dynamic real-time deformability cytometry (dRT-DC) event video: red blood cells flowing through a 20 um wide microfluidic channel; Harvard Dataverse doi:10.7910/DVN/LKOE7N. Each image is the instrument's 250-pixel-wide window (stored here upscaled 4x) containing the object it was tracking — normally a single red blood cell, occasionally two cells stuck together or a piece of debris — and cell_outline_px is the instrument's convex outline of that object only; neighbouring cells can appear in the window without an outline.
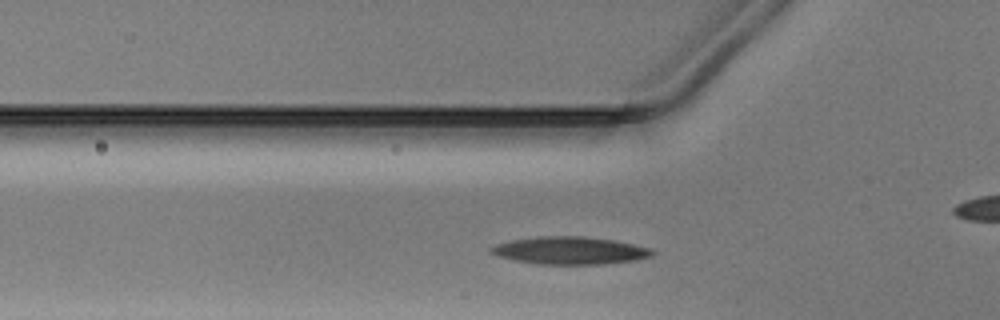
{"species": "Egyptian fruit bat (a non-hibernating species)", "species_latin": "Rousettus aegyptiacus", "temperature_condition": "warm", "stored_images_in_passage": 28, "camera_frame_rate_fps": 3000, "um_per_image_px": 0.085, "animal": {"sex": "male"}, "frame": {"image": 1, "passage_image": 5, "time_ms": 1.333, "image_size_px": [1000, 320], "cell_outline_px": [[656, 252], [652, 256], [636, 260], [604, 264], [536, 264], [516, 260], [500, 256], [488, 252], [488, 248], [496, 244], [512, 240], [536, 236], [584, 236], [616, 240], [652, 248]], "centroid_in_image_um": [48.48, 21.29], "position_along_channel_um": 77.3, "area_um2": 26.13}}
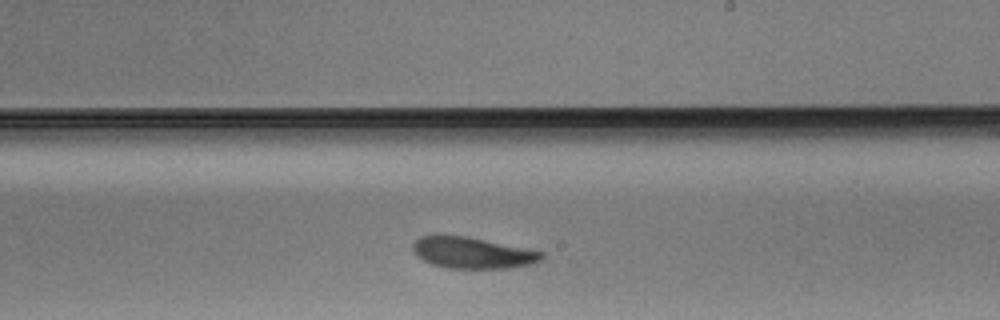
{"frame": {"image": 2, "passage_image": 18, "time_ms": 5.667, "image_size_px": [1000, 320], "cell_outline_px": [[544, 256], [540, 260], [532, 264], [512, 268], [448, 268], [432, 264], [416, 256], [412, 248], [412, 244], [420, 236], [468, 236], [544, 252]], "centroid_in_image_um": [40.17, 21.49], "position_along_channel_um": 248.8, "area_um2": 23.35}}
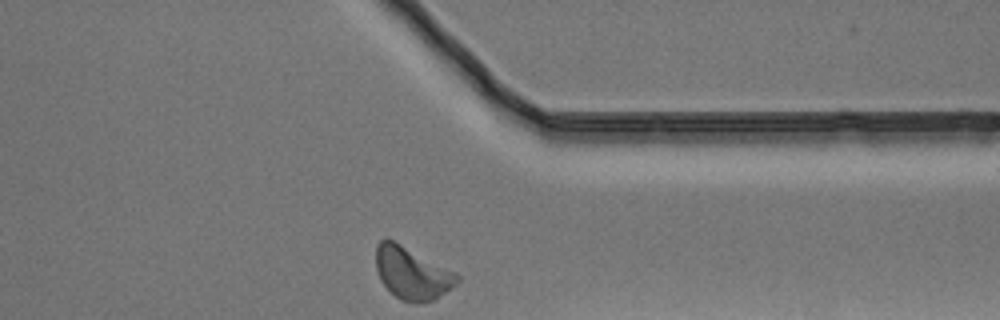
{"frame": {"image": 3, "passage_image": 28, "time_ms": 9.0, "image_size_px": [1000, 320], "cell_outline_px": [[460, 280], [452, 288], [432, 300], [400, 300], [380, 280], [376, 268], [376, 244], [384, 236], [456, 272], [460, 276]], "centroid_in_image_um": [35.0, 23.17], "position_along_channel_um": 376.4, "area_um2": 24.16}}